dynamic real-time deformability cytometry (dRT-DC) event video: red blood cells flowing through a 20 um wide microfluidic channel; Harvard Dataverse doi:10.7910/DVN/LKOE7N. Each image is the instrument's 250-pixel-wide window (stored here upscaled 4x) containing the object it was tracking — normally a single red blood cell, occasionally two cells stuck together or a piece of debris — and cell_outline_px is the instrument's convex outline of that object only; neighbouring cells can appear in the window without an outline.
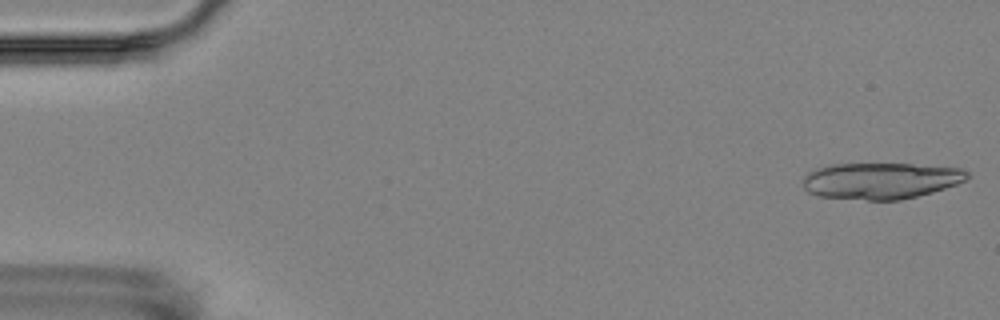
{"species": "Egyptian fruit bat (a non-hibernating species)", "species_latin": "Rousettus aegyptiacus", "temperature_condition": "room temperature", "stored_images_in_passage": 16, "camera_frame_rate_fps": 3000, "um_per_image_px": 0.085, "animal": {"sex": "female"}, "frame": {"image": 1, "passage_image": 1, "time_ms": 0.0, "image_size_px": [1000, 320], "cell_outline_px": [[968, 176], [964, 180], [956, 184], [932, 192], [900, 200], [868, 200], [816, 196], [808, 192], [804, 188], [804, 176], [808, 172], [816, 168], [828, 164], [912, 164], [964, 168], [968, 172]], "centroid_in_image_um": [74.84, 15.36], "position_along_channel_um": 10.2, "area_um2": 34.85}, "authors_computed_cell_mechanics": {"area_um2": 21.5016, "velocity_mm_per_s": 3.4197, "shape_relaxation_time_tau1_ms": null, "shape_relaxation_time_tau2_ms": 3.7877, "deformation_change_tau1": null, "deformation_change_tau2": 0.1386}}